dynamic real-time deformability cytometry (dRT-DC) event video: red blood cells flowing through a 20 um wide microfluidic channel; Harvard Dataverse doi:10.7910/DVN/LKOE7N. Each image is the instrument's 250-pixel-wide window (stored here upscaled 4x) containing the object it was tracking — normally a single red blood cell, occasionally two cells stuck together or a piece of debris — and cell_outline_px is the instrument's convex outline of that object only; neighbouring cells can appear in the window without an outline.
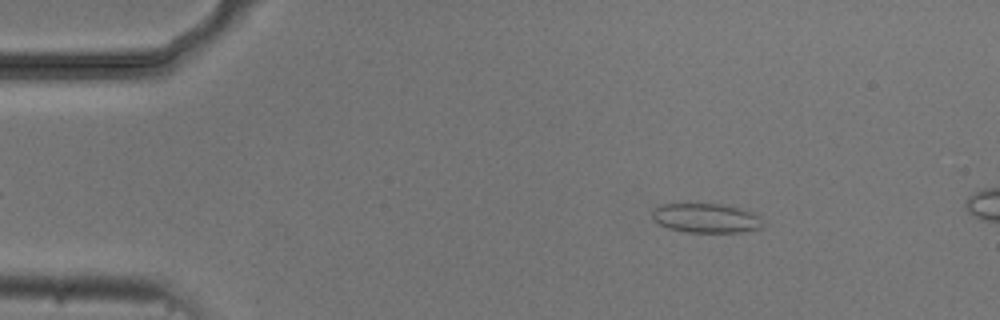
{"species": "common noctule bat (a hibernating species)", "species_latin": "Nyctalus noctula", "temperature_condition": "cold", "stored_images_in_passage": 4, "camera_frame_rate_fps": 3000, "um_per_image_px": 0.085, "animal": {"sex": "male", "body_mass_g": 20.5, "forearm_length_mm": 52.5}, "frame": {"image": 1, "passage_image": 2, "time_ms": 1.0, "image_size_px": [1000, 320], "cell_outline_px": [[764, 224], [760, 228], [740, 232], [688, 232], [668, 228], [660, 224], [652, 216], [652, 208], [660, 204], [720, 204], [740, 208], [752, 212], [760, 216]], "centroid_in_image_um": [60.02, 18.53], "position_along_channel_um": 25.0, "area_um2": 18.9}}